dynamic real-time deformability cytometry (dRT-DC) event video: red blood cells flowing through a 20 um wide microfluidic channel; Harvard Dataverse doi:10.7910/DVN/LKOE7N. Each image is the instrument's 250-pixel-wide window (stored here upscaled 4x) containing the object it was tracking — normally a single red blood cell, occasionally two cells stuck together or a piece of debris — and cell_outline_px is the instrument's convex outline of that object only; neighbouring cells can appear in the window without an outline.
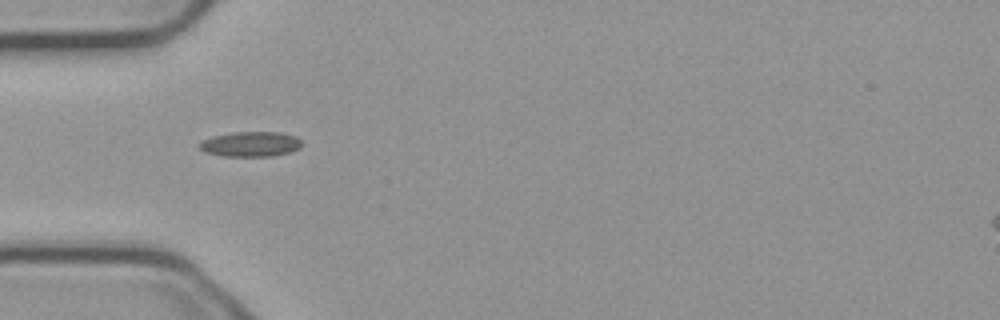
{"species": "common noctule bat (a hibernating species)", "species_latin": "Nyctalus noctula", "temperature_condition": "cold", "stored_images_in_passage": 41, "camera_frame_rate_fps": 3000, "um_per_image_px": 0.085, "animal": {"sex": "male", "body_mass_g": 23.1, "forearm_length_mm": 52.7}, "frame": {"image": 1, "passage_image": 3, "time_ms": 0.667, "image_size_px": [1000, 320], "cell_outline_px": [[300, 148], [288, 152], [272, 156], [224, 156], [204, 152], [200, 148], [200, 144], [204, 140], [212, 136], [236, 132], [280, 132], [296, 136], [300, 140]], "centroid_in_image_um": [21.31, 12.25], "position_along_channel_um": 63.7, "area_um2": 14.74}}
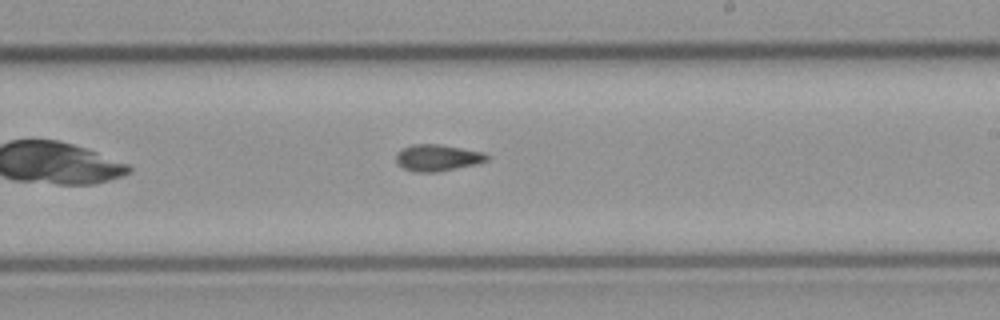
{"frame": {"image": 2, "passage_image": 18, "time_ms": 5.667, "image_size_px": [1000, 320], "cell_outline_px": [[488, 160], [476, 164], [436, 172], [412, 172], [396, 164], [396, 152], [400, 148], [412, 144], [440, 144], [484, 152], [488, 156]], "centroid_in_image_um": [37.13, 13.4], "position_along_channel_um": 251.9, "area_um2": 14.22}}
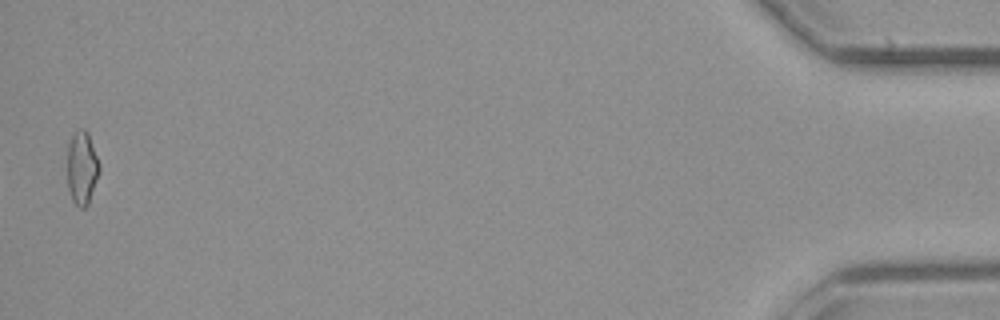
{"frame": {"image": 3, "passage_image": 40, "time_ms": 13.0, "image_size_px": [1000, 320], "cell_outline_px": [[100, 172], [88, 204], [84, 208], [80, 208], [72, 200], [68, 188], [68, 144], [72, 136], [80, 128], [84, 128], [88, 132], [100, 164]], "centroid_in_image_um": [6.98, 14.27], "position_along_channel_um": 428.2, "area_um2": 13.7}, "authors_computed_cell_mechanics": {"area_um2": 13.583, "velocity_mm_per_s": 3.7627, "shape_relaxation_time_tau1_ms": null, "shape_relaxation_time_tau2_ms": 4.7704, "deformation_change_tau1": null, "deformation_change_tau2": 0.1115}}